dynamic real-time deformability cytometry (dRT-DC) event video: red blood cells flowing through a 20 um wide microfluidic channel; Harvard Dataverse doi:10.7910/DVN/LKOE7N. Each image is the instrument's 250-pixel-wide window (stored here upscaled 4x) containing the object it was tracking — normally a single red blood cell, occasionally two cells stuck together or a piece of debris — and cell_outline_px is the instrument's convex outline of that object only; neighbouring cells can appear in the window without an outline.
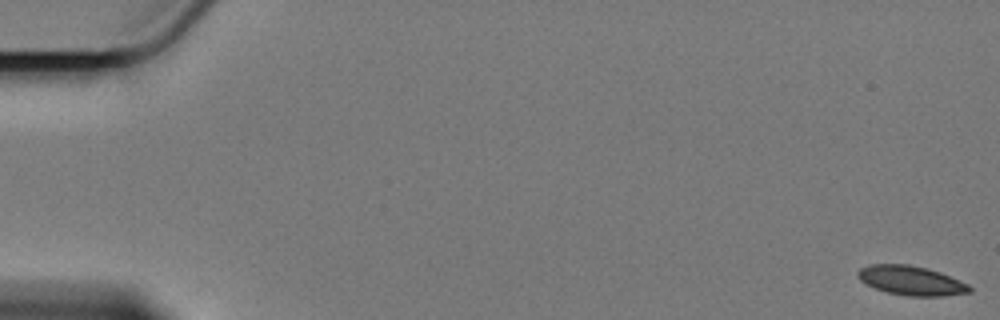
{"species": "Egyptian fruit bat (a non-hibernating species)", "species_latin": "Rousettus aegyptiacus", "temperature_condition": "cold", "stored_images_in_passage": 60, "camera_frame_rate_fps": 3000, "um_per_image_px": 0.085, "animal": {"sex": "female"}, "frame": {"image": 1, "passage_image": 1, "time_ms": 0.0, "image_size_px": [1000, 320], "cell_outline_px": [[972, 292], [944, 296], [908, 296], [888, 292], [876, 288], [860, 280], [856, 276], [856, 272], [860, 268], [868, 264], [908, 264], [940, 272], [968, 284], [972, 288]], "centroid_in_image_um": [77.44, 23.84], "position_along_channel_um": 7.6, "area_um2": 19.02}}
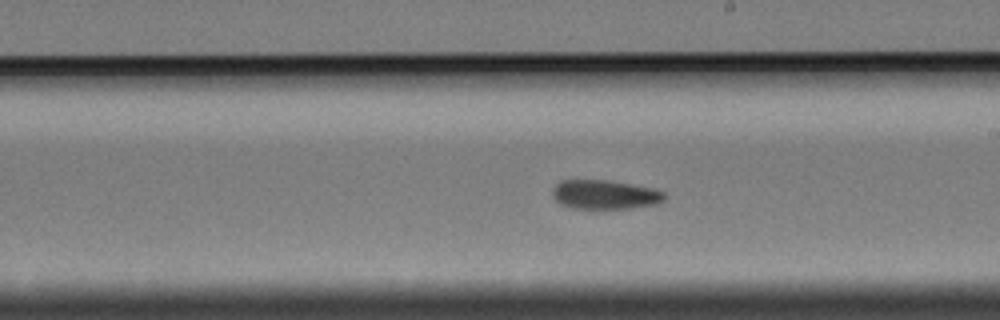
{"frame": {"image": 2, "passage_image": 35, "time_ms": 11.333, "image_size_px": [1000, 320], "cell_outline_px": [[668, 196], [664, 200], [656, 204], [632, 208], [572, 208], [560, 204], [552, 196], [552, 188], [560, 180], [608, 180], [656, 188], [664, 192]], "centroid_in_image_um": [51.43, 16.53], "position_along_channel_um": 237.6, "area_um2": 19.25}}
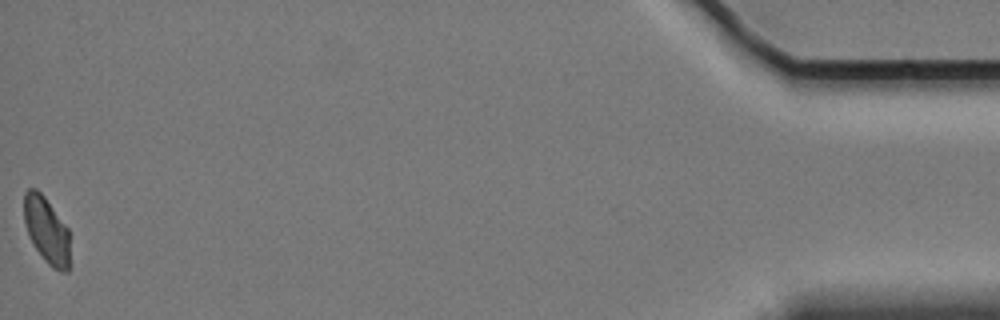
{"frame": {"image": 3, "passage_image": 60, "time_ms": 19.667, "image_size_px": [1000, 320], "cell_outline_px": [[68, 272], [60, 272], [52, 268], [44, 260], [36, 248], [24, 224], [24, 192], [28, 188], [36, 188], [44, 196], [68, 228]], "centroid_in_image_um": [3.94, 19.55], "position_along_channel_um": 431.3, "area_um2": 17.51}, "authors_computed_cell_mechanics": {"area_um2": 19.363, "velocity_mm_per_s": 3.3916, "shape_relaxation_time_tau1_ms": 6.2006, "shape_relaxation_time_tau2_ms": 7.3324, "deformation_change_tau1": 0.1208, "deformation_change_tau2": 0.1052}}